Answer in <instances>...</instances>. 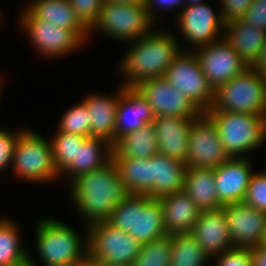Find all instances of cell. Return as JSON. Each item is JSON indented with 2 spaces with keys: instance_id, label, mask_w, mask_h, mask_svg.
I'll use <instances>...</instances> for the list:
<instances>
[{
  "instance_id": "1",
  "label": "cell",
  "mask_w": 266,
  "mask_h": 266,
  "mask_svg": "<svg viewBox=\"0 0 266 266\" xmlns=\"http://www.w3.org/2000/svg\"><path fill=\"white\" fill-rule=\"evenodd\" d=\"M68 185L71 202L78 215L84 218L85 229L107 222L115 207L128 194L112 159L101 168L76 177Z\"/></svg>"
},
{
  "instance_id": "2",
  "label": "cell",
  "mask_w": 266,
  "mask_h": 266,
  "mask_svg": "<svg viewBox=\"0 0 266 266\" xmlns=\"http://www.w3.org/2000/svg\"><path fill=\"white\" fill-rule=\"evenodd\" d=\"M170 31H157L130 42L129 50L120 60L121 85L137 87L145 80L164 77L174 58L181 52V43ZM181 47V48H180Z\"/></svg>"
},
{
  "instance_id": "3",
  "label": "cell",
  "mask_w": 266,
  "mask_h": 266,
  "mask_svg": "<svg viewBox=\"0 0 266 266\" xmlns=\"http://www.w3.org/2000/svg\"><path fill=\"white\" fill-rule=\"evenodd\" d=\"M38 221L35 244L44 266H78L88 260L87 229L83 238L58 218L47 216Z\"/></svg>"
},
{
  "instance_id": "4",
  "label": "cell",
  "mask_w": 266,
  "mask_h": 266,
  "mask_svg": "<svg viewBox=\"0 0 266 266\" xmlns=\"http://www.w3.org/2000/svg\"><path fill=\"white\" fill-rule=\"evenodd\" d=\"M107 222L127 232L140 244L168 235L161 202L145 194H127Z\"/></svg>"
},
{
  "instance_id": "5",
  "label": "cell",
  "mask_w": 266,
  "mask_h": 266,
  "mask_svg": "<svg viewBox=\"0 0 266 266\" xmlns=\"http://www.w3.org/2000/svg\"><path fill=\"white\" fill-rule=\"evenodd\" d=\"M217 127L220 140L229 157H247L266 143V115L206 111Z\"/></svg>"
},
{
  "instance_id": "6",
  "label": "cell",
  "mask_w": 266,
  "mask_h": 266,
  "mask_svg": "<svg viewBox=\"0 0 266 266\" xmlns=\"http://www.w3.org/2000/svg\"><path fill=\"white\" fill-rule=\"evenodd\" d=\"M10 168L16 178L35 184L59 178L50 140L27 128L18 137Z\"/></svg>"
},
{
  "instance_id": "7",
  "label": "cell",
  "mask_w": 266,
  "mask_h": 266,
  "mask_svg": "<svg viewBox=\"0 0 266 266\" xmlns=\"http://www.w3.org/2000/svg\"><path fill=\"white\" fill-rule=\"evenodd\" d=\"M88 260L100 266H132L141 244L108 222L87 228Z\"/></svg>"
},
{
  "instance_id": "8",
  "label": "cell",
  "mask_w": 266,
  "mask_h": 266,
  "mask_svg": "<svg viewBox=\"0 0 266 266\" xmlns=\"http://www.w3.org/2000/svg\"><path fill=\"white\" fill-rule=\"evenodd\" d=\"M208 111L266 115L264 78L248 67L215 91L214 104Z\"/></svg>"
},
{
  "instance_id": "9",
  "label": "cell",
  "mask_w": 266,
  "mask_h": 266,
  "mask_svg": "<svg viewBox=\"0 0 266 266\" xmlns=\"http://www.w3.org/2000/svg\"><path fill=\"white\" fill-rule=\"evenodd\" d=\"M155 25L146 6L104 1L97 21L89 29V38L92 37V32H101L119 42H134L150 33Z\"/></svg>"
},
{
  "instance_id": "10",
  "label": "cell",
  "mask_w": 266,
  "mask_h": 266,
  "mask_svg": "<svg viewBox=\"0 0 266 266\" xmlns=\"http://www.w3.org/2000/svg\"><path fill=\"white\" fill-rule=\"evenodd\" d=\"M164 78L184 93L203 113L212 108L215 91L209 85L193 51L182 49L166 70Z\"/></svg>"
},
{
  "instance_id": "11",
  "label": "cell",
  "mask_w": 266,
  "mask_h": 266,
  "mask_svg": "<svg viewBox=\"0 0 266 266\" xmlns=\"http://www.w3.org/2000/svg\"><path fill=\"white\" fill-rule=\"evenodd\" d=\"M20 29L31 41V46L38 53L50 58L64 57L69 53L81 50L85 42L73 31L42 19H35L23 8L19 14ZM79 48V49H78Z\"/></svg>"
},
{
  "instance_id": "12",
  "label": "cell",
  "mask_w": 266,
  "mask_h": 266,
  "mask_svg": "<svg viewBox=\"0 0 266 266\" xmlns=\"http://www.w3.org/2000/svg\"><path fill=\"white\" fill-rule=\"evenodd\" d=\"M186 166L215 169L230 157L225 152L217 127L202 113L191 125L188 137Z\"/></svg>"
},
{
  "instance_id": "13",
  "label": "cell",
  "mask_w": 266,
  "mask_h": 266,
  "mask_svg": "<svg viewBox=\"0 0 266 266\" xmlns=\"http://www.w3.org/2000/svg\"><path fill=\"white\" fill-rule=\"evenodd\" d=\"M176 19L184 40L193 46L186 51L207 46L224 36L225 23L221 14L215 13L207 3L183 7Z\"/></svg>"
},
{
  "instance_id": "14",
  "label": "cell",
  "mask_w": 266,
  "mask_h": 266,
  "mask_svg": "<svg viewBox=\"0 0 266 266\" xmlns=\"http://www.w3.org/2000/svg\"><path fill=\"white\" fill-rule=\"evenodd\" d=\"M193 52L199 59L203 74L214 91L248 68L224 37Z\"/></svg>"
},
{
  "instance_id": "15",
  "label": "cell",
  "mask_w": 266,
  "mask_h": 266,
  "mask_svg": "<svg viewBox=\"0 0 266 266\" xmlns=\"http://www.w3.org/2000/svg\"><path fill=\"white\" fill-rule=\"evenodd\" d=\"M147 99L155 117L197 119L203 112L164 77L145 80L136 87Z\"/></svg>"
},
{
  "instance_id": "16",
  "label": "cell",
  "mask_w": 266,
  "mask_h": 266,
  "mask_svg": "<svg viewBox=\"0 0 266 266\" xmlns=\"http://www.w3.org/2000/svg\"><path fill=\"white\" fill-rule=\"evenodd\" d=\"M233 247L252 249L263 243L266 233V213L245 202L224 206Z\"/></svg>"
},
{
  "instance_id": "17",
  "label": "cell",
  "mask_w": 266,
  "mask_h": 266,
  "mask_svg": "<svg viewBox=\"0 0 266 266\" xmlns=\"http://www.w3.org/2000/svg\"><path fill=\"white\" fill-rule=\"evenodd\" d=\"M250 157H233L214 169L217 197L222 206L243 202L255 171Z\"/></svg>"
},
{
  "instance_id": "18",
  "label": "cell",
  "mask_w": 266,
  "mask_h": 266,
  "mask_svg": "<svg viewBox=\"0 0 266 266\" xmlns=\"http://www.w3.org/2000/svg\"><path fill=\"white\" fill-rule=\"evenodd\" d=\"M190 233L211 260L233 247L224 206L214 210H201Z\"/></svg>"
},
{
  "instance_id": "19",
  "label": "cell",
  "mask_w": 266,
  "mask_h": 266,
  "mask_svg": "<svg viewBox=\"0 0 266 266\" xmlns=\"http://www.w3.org/2000/svg\"><path fill=\"white\" fill-rule=\"evenodd\" d=\"M155 114L147 99L136 87H125L118 99L115 142L127 133L153 123Z\"/></svg>"
},
{
  "instance_id": "20",
  "label": "cell",
  "mask_w": 266,
  "mask_h": 266,
  "mask_svg": "<svg viewBox=\"0 0 266 266\" xmlns=\"http://www.w3.org/2000/svg\"><path fill=\"white\" fill-rule=\"evenodd\" d=\"M194 120L186 117H156L153 124L159 153L186 163L188 137Z\"/></svg>"
},
{
  "instance_id": "21",
  "label": "cell",
  "mask_w": 266,
  "mask_h": 266,
  "mask_svg": "<svg viewBox=\"0 0 266 266\" xmlns=\"http://www.w3.org/2000/svg\"><path fill=\"white\" fill-rule=\"evenodd\" d=\"M124 91L120 85L118 91L107 96L104 93H93L85 96L82 101L89 110L90 137H98L107 140L110 144L115 143L116 113L118 99Z\"/></svg>"
},
{
  "instance_id": "22",
  "label": "cell",
  "mask_w": 266,
  "mask_h": 266,
  "mask_svg": "<svg viewBox=\"0 0 266 266\" xmlns=\"http://www.w3.org/2000/svg\"><path fill=\"white\" fill-rule=\"evenodd\" d=\"M24 8L35 18L73 30L85 43L89 29L76 16L69 0H32Z\"/></svg>"
},
{
  "instance_id": "23",
  "label": "cell",
  "mask_w": 266,
  "mask_h": 266,
  "mask_svg": "<svg viewBox=\"0 0 266 266\" xmlns=\"http://www.w3.org/2000/svg\"><path fill=\"white\" fill-rule=\"evenodd\" d=\"M112 144L98 137H86L81 144H77L76 160L59 174V178L66 175L68 182L76 177L101 168L111 160ZM64 174V175H62Z\"/></svg>"
},
{
  "instance_id": "24",
  "label": "cell",
  "mask_w": 266,
  "mask_h": 266,
  "mask_svg": "<svg viewBox=\"0 0 266 266\" xmlns=\"http://www.w3.org/2000/svg\"><path fill=\"white\" fill-rule=\"evenodd\" d=\"M163 210L165 229L169 235L191 232L200 209L183 190L159 198Z\"/></svg>"
},
{
  "instance_id": "25",
  "label": "cell",
  "mask_w": 266,
  "mask_h": 266,
  "mask_svg": "<svg viewBox=\"0 0 266 266\" xmlns=\"http://www.w3.org/2000/svg\"><path fill=\"white\" fill-rule=\"evenodd\" d=\"M223 35L248 67L257 60L266 43L264 30L241 19L227 22Z\"/></svg>"
},
{
  "instance_id": "26",
  "label": "cell",
  "mask_w": 266,
  "mask_h": 266,
  "mask_svg": "<svg viewBox=\"0 0 266 266\" xmlns=\"http://www.w3.org/2000/svg\"><path fill=\"white\" fill-rule=\"evenodd\" d=\"M128 194L153 198V156L150 158L111 157Z\"/></svg>"
},
{
  "instance_id": "27",
  "label": "cell",
  "mask_w": 266,
  "mask_h": 266,
  "mask_svg": "<svg viewBox=\"0 0 266 266\" xmlns=\"http://www.w3.org/2000/svg\"><path fill=\"white\" fill-rule=\"evenodd\" d=\"M188 167L160 153L153 155V198L183 191Z\"/></svg>"
},
{
  "instance_id": "28",
  "label": "cell",
  "mask_w": 266,
  "mask_h": 266,
  "mask_svg": "<svg viewBox=\"0 0 266 266\" xmlns=\"http://www.w3.org/2000/svg\"><path fill=\"white\" fill-rule=\"evenodd\" d=\"M183 190L200 211L223 207L217 197L214 169L188 168Z\"/></svg>"
},
{
  "instance_id": "29",
  "label": "cell",
  "mask_w": 266,
  "mask_h": 266,
  "mask_svg": "<svg viewBox=\"0 0 266 266\" xmlns=\"http://www.w3.org/2000/svg\"><path fill=\"white\" fill-rule=\"evenodd\" d=\"M158 144L153 123H149L119 138L112 145L111 157L150 158L158 154Z\"/></svg>"
},
{
  "instance_id": "30",
  "label": "cell",
  "mask_w": 266,
  "mask_h": 266,
  "mask_svg": "<svg viewBox=\"0 0 266 266\" xmlns=\"http://www.w3.org/2000/svg\"><path fill=\"white\" fill-rule=\"evenodd\" d=\"M171 240L170 266H207L211 262L190 232L171 234Z\"/></svg>"
},
{
  "instance_id": "31",
  "label": "cell",
  "mask_w": 266,
  "mask_h": 266,
  "mask_svg": "<svg viewBox=\"0 0 266 266\" xmlns=\"http://www.w3.org/2000/svg\"><path fill=\"white\" fill-rule=\"evenodd\" d=\"M20 233L13 220L0 218V266L13 265L29 255L28 249L21 243Z\"/></svg>"
},
{
  "instance_id": "32",
  "label": "cell",
  "mask_w": 266,
  "mask_h": 266,
  "mask_svg": "<svg viewBox=\"0 0 266 266\" xmlns=\"http://www.w3.org/2000/svg\"><path fill=\"white\" fill-rule=\"evenodd\" d=\"M171 235H166L154 241L141 244L138 256L132 266H170L171 264Z\"/></svg>"
},
{
  "instance_id": "33",
  "label": "cell",
  "mask_w": 266,
  "mask_h": 266,
  "mask_svg": "<svg viewBox=\"0 0 266 266\" xmlns=\"http://www.w3.org/2000/svg\"><path fill=\"white\" fill-rule=\"evenodd\" d=\"M53 136L50 138L53 160L56 170L60 174L70 162L76 160L77 144H81L86 137L58 130Z\"/></svg>"
},
{
  "instance_id": "34",
  "label": "cell",
  "mask_w": 266,
  "mask_h": 266,
  "mask_svg": "<svg viewBox=\"0 0 266 266\" xmlns=\"http://www.w3.org/2000/svg\"><path fill=\"white\" fill-rule=\"evenodd\" d=\"M89 114V110L81 100L80 103L65 110L60 118V122H58L57 130L64 133L90 137L91 121H89Z\"/></svg>"
},
{
  "instance_id": "35",
  "label": "cell",
  "mask_w": 266,
  "mask_h": 266,
  "mask_svg": "<svg viewBox=\"0 0 266 266\" xmlns=\"http://www.w3.org/2000/svg\"><path fill=\"white\" fill-rule=\"evenodd\" d=\"M243 202L266 213V170L252 175Z\"/></svg>"
},
{
  "instance_id": "36",
  "label": "cell",
  "mask_w": 266,
  "mask_h": 266,
  "mask_svg": "<svg viewBox=\"0 0 266 266\" xmlns=\"http://www.w3.org/2000/svg\"><path fill=\"white\" fill-rule=\"evenodd\" d=\"M69 2L76 16L90 29L98 19L104 0H69Z\"/></svg>"
},
{
  "instance_id": "37",
  "label": "cell",
  "mask_w": 266,
  "mask_h": 266,
  "mask_svg": "<svg viewBox=\"0 0 266 266\" xmlns=\"http://www.w3.org/2000/svg\"><path fill=\"white\" fill-rule=\"evenodd\" d=\"M26 128H18L15 131L0 128V171L8 169L12 165L14 148L20 134Z\"/></svg>"
},
{
  "instance_id": "38",
  "label": "cell",
  "mask_w": 266,
  "mask_h": 266,
  "mask_svg": "<svg viewBox=\"0 0 266 266\" xmlns=\"http://www.w3.org/2000/svg\"><path fill=\"white\" fill-rule=\"evenodd\" d=\"M213 259L216 266H253L251 249L248 248L232 247Z\"/></svg>"
},
{
  "instance_id": "39",
  "label": "cell",
  "mask_w": 266,
  "mask_h": 266,
  "mask_svg": "<svg viewBox=\"0 0 266 266\" xmlns=\"http://www.w3.org/2000/svg\"><path fill=\"white\" fill-rule=\"evenodd\" d=\"M221 2V4H220ZM253 0H219V13L226 24L232 20L241 19L251 7Z\"/></svg>"
},
{
  "instance_id": "40",
  "label": "cell",
  "mask_w": 266,
  "mask_h": 266,
  "mask_svg": "<svg viewBox=\"0 0 266 266\" xmlns=\"http://www.w3.org/2000/svg\"><path fill=\"white\" fill-rule=\"evenodd\" d=\"M241 20L258 26L266 32V0H253L251 7L246 11Z\"/></svg>"
},
{
  "instance_id": "41",
  "label": "cell",
  "mask_w": 266,
  "mask_h": 266,
  "mask_svg": "<svg viewBox=\"0 0 266 266\" xmlns=\"http://www.w3.org/2000/svg\"><path fill=\"white\" fill-rule=\"evenodd\" d=\"M181 5H184L183 7H185V0H147L146 11L148 12V15L151 20L155 23L157 22L156 20L159 18V16L157 17L158 13L155 10L159 11V8H161V10L163 8V11H165L172 9L175 10L177 8V17L179 12L183 8L181 7Z\"/></svg>"
},
{
  "instance_id": "42",
  "label": "cell",
  "mask_w": 266,
  "mask_h": 266,
  "mask_svg": "<svg viewBox=\"0 0 266 266\" xmlns=\"http://www.w3.org/2000/svg\"><path fill=\"white\" fill-rule=\"evenodd\" d=\"M253 266H266V246L259 245L251 249Z\"/></svg>"
},
{
  "instance_id": "43",
  "label": "cell",
  "mask_w": 266,
  "mask_h": 266,
  "mask_svg": "<svg viewBox=\"0 0 266 266\" xmlns=\"http://www.w3.org/2000/svg\"><path fill=\"white\" fill-rule=\"evenodd\" d=\"M251 68L261 77H266V43L257 57V60L252 64Z\"/></svg>"
},
{
  "instance_id": "44",
  "label": "cell",
  "mask_w": 266,
  "mask_h": 266,
  "mask_svg": "<svg viewBox=\"0 0 266 266\" xmlns=\"http://www.w3.org/2000/svg\"><path fill=\"white\" fill-rule=\"evenodd\" d=\"M31 256L32 255H30L29 252V255H27L24 259L10 266H37V264H35L36 262L33 260L34 258H31Z\"/></svg>"
},
{
  "instance_id": "45",
  "label": "cell",
  "mask_w": 266,
  "mask_h": 266,
  "mask_svg": "<svg viewBox=\"0 0 266 266\" xmlns=\"http://www.w3.org/2000/svg\"><path fill=\"white\" fill-rule=\"evenodd\" d=\"M115 3L129 4V5H143L146 6L147 0H104Z\"/></svg>"
},
{
  "instance_id": "46",
  "label": "cell",
  "mask_w": 266,
  "mask_h": 266,
  "mask_svg": "<svg viewBox=\"0 0 266 266\" xmlns=\"http://www.w3.org/2000/svg\"><path fill=\"white\" fill-rule=\"evenodd\" d=\"M206 1L203 0H185V6H196L198 4H203Z\"/></svg>"
},
{
  "instance_id": "47",
  "label": "cell",
  "mask_w": 266,
  "mask_h": 266,
  "mask_svg": "<svg viewBox=\"0 0 266 266\" xmlns=\"http://www.w3.org/2000/svg\"><path fill=\"white\" fill-rule=\"evenodd\" d=\"M78 266H100L99 264L92 263L89 260L85 261L84 263L78 265Z\"/></svg>"
},
{
  "instance_id": "48",
  "label": "cell",
  "mask_w": 266,
  "mask_h": 266,
  "mask_svg": "<svg viewBox=\"0 0 266 266\" xmlns=\"http://www.w3.org/2000/svg\"><path fill=\"white\" fill-rule=\"evenodd\" d=\"M3 77L2 76H0V95L2 94V89H3V85H4V82L2 81L3 79H2ZM3 84V85H2ZM2 88V89H1Z\"/></svg>"
},
{
  "instance_id": "49",
  "label": "cell",
  "mask_w": 266,
  "mask_h": 266,
  "mask_svg": "<svg viewBox=\"0 0 266 266\" xmlns=\"http://www.w3.org/2000/svg\"><path fill=\"white\" fill-rule=\"evenodd\" d=\"M262 245L266 246V233Z\"/></svg>"
},
{
  "instance_id": "50",
  "label": "cell",
  "mask_w": 266,
  "mask_h": 266,
  "mask_svg": "<svg viewBox=\"0 0 266 266\" xmlns=\"http://www.w3.org/2000/svg\"><path fill=\"white\" fill-rule=\"evenodd\" d=\"M264 81H265V89H266V77H264Z\"/></svg>"
}]
</instances>
